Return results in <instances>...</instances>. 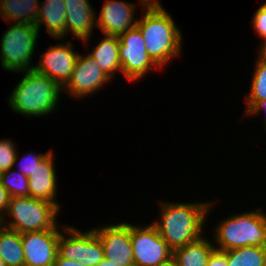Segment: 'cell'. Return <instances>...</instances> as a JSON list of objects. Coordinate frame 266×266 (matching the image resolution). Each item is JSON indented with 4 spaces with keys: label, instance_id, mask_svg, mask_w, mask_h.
Masks as SVG:
<instances>
[{
    "label": "cell",
    "instance_id": "obj_1",
    "mask_svg": "<svg viewBox=\"0 0 266 266\" xmlns=\"http://www.w3.org/2000/svg\"><path fill=\"white\" fill-rule=\"evenodd\" d=\"M159 203L160 217L152 224L172 250L203 236L206 218L215 205L207 201L195 203L161 201Z\"/></svg>",
    "mask_w": 266,
    "mask_h": 266
},
{
    "label": "cell",
    "instance_id": "obj_2",
    "mask_svg": "<svg viewBox=\"0 0 266 266\" xmlns=\"http://www.w3.org/2000/svg\"><path fill=\"white\" fill-rule=\"evenodd\" d=\"M141 19H137L148 55L162 69L182 49V31L164 7H144Z\"/></svg>",
    "mask_w": 266,
    "mask_h": 266
},
{
    "label": "cell",
    "instance_id": "obj_3",
    "mask_svg": "<svg viewBox=\"0 0 266 266\" xmlns=\"http://www.w3.org/2000/svg\"><path fill=\"white\" fill-rule=\"evenodd\" d=\"M20 73L24 74L23 78L13 88L9 99L7 98L11 111L30 118H42L54 113L63 88L34 69Z\"/></svg>",
    "mask_w": 266,
    "mask_h": 266
},
{
    "label": "cell",
    "instance_id": "obj_4",
    "mask_svg": "<svg viewBox=\"0 0 266 266\" xmlns=\"http://www.w3.org/2000/svg\"><path fill=\"white\" fill-rule=\"evenodd\" d=\"M215 248L228 251L245 246H266V213L254 208L232 214L217 224L214 231Z\"/></svg>",
    "mask_w": 266,
    "mask_h": 266
},
{
    "label": "cell",
    "instance_id": "obj_5",
    "mask_svg": "<svg viewBox=\"0 0 266 266\" xmlns=\"http://www.w3.org/2000/svg\"><path fill=\"white\" fill-rule=\"evenodd\" d=\"M60 209L46 200L25 197H10L8 211L0 224L22 234L50 229H60L57 216ZM10 220L8 221V217Z\"/></svg>",
    "mask_w": 266,
    "mask_h": 266
},
{
    "label": "cell",
    "instance_id": "obj_6",
    "mask_svg": "<svg viewBox=\"0 0 266 266\" xmlns=\"http://www.w3.org/2000/svg\"><path fill=\"white\" fill-rule=\"evenodd\" d=\"M39 34V29L34 24L11 23V27L4 31L0 39L2 68L13 73L33 69L31 60Z\"/></svg>",
    "mask_w": 266,
    "mask_h": 266
},
{
    "label": "cell",
    "instance_id": "obj_7",
    "mask_svg": "<svg viewBox=\"0 0 266 266\" xmlns=\"http://www.w3.org/2000/svg\"><path fill=\"white\" fill-rule=\"evenodd\" d=\"M130 224L134 266H162L172 261L173 250L152 224Z\"/></svg>",
    "mask_w": 266,
    "mask_h": 266
},
{
    "label": "cell",
    "instance_id": "obj_8",
    "mask_svg": "<svg viewBox=\"0 0 266 266\" xmlns=\"http://www.w3.org/2000/svg\"><path fill=\"white\" fill-rule=\"evenodd\" d=\"M64 232L58 240V255L60 257L76 260L85 266H97L104 259L103 245L96 232L80 231L74 226H61Z\"/></svg>",
    "mask_w": 266,
    "mask_h": 266
},
{
    "label": "cell",
    "instance_id": "obj_9",
    "mask_svg": "<svg viewBox=\"0 0 266 266\" xmlns=\"http://www.w3.org/2000/svg\"><path fill=\"white\" fill-rule=\"evenodd\" d=\"M119 39L122 75L127 80L138 82L154 68L161 69L148 55L143 35L137 26L121 34Z\"/></svg>",
    "mask_w": 266,
    "mask_h": 266
},
{
    "label": "cell",
    "instance_id": "obj_10",
    "mask_svg": "<svg viewBox=\"0 0 266 266\" xmlns=\"http://www.w3.org/2000/svg\"><path fill=\"white\" fill-rule=\"evenodd\" d=\"M111 78L107 76L94 58L83 53L78 55L70 80L63 87L64 95L85 99L88 95L97 94L102 86L108 84Z\"/></svg>",
    "mask_w": 266,
    "mask_h": 266
},
{
    "label": "cell",
    "instance_id": "obj_11",
    "mask_svg": "<svg viewBox=\"0 0 266 266\" xmlns=\"http://www.w3.org/2000/svg\"><path fill=\"white\" fill-rule=\"evenodd\" d=\"M103 249L104 258L115 266H134L133 250L130 238V224L120 222L95 227Z\"/></svg>",
    "mask_w": 266,
    "mask_h": 266
},
{
    "label": "cell",
    "instance_id": "obj_12",
    "mask_svg": "<svg viewBox=\"0 0 266 266\" xmlns=\"http://www.w3.org/2000/svg\"><path fill=\"white\" fill-rule=\"evenodd\" d=\"M73 46L72 41H68L49 47L41 54L39 62L34 64L33 69L46 75L63 88L71 78L79 55L78 51H74Z\"/></svg>",
    "mask_w": 266,
    "mask_h": 266
},
{
    "label": "cell",
    "instance_id": "obj_13",
    "mask_svg": "<svg viewBox=\"0 0 266 266\" xmlns=\"http://www.w3.org/2000/svg\"><path fill=\"white\" fill-rule=\"evenodd\" d=\"M61 232L63 230L50 229L22 233L25 266H53Z\"/></svg>",
    "mask_w": 266,
    "mask_h": 266
},
{
    "label": "cell",
    "instance_id": "obj_14",
    "mask_svg": "<svg viewBox=\"0 0 266 266\" xmlns=\"http://www.w3.org/2000/svg\"><path fill=\"white\" fill-rule=\"evenodd\" d=\"M137 9V4L127 1L104 0L99 16L96 15V27L104 35L119 37L137 25Z\"/></svg>",
    "mask_w": 266,
    "mask_h": 266
},
{
    "label": "cell",
    "instance_id": "obj_15",
    "mask_svg": "<svg viewBox=\"0 0 266 266\" xmlns=\"http://www.w3.org/2000/svg\"><path fill=\"white\" fill-rule=\"evenodd\" d=\"M66 9V36L74 35L78 40L89 44L96 27V11L89 0H64Z\"/></svg>",
    "mask_w": 266,
    "mask_h": 266
},
{
    "label": "cell",
    "instance_id": "obj_16",
    "mask_svg": "<svg viewBox=\"0 0 266 266\" xmlns=\"http://www.w3.org/2000/svg\"><path fill=\"white\" fill-rule=\"evenodd\" d=\"M53 151L41 162L34 170L33 175L29 176V196L54 203L60 210L57 196V176L54 164Z\"/></svg>",
    "mask_w": 266,
    "mask_h": 266
},
{
    "label": "cell",
    "instance_id": "obj_17",
    "mask_svg": "<svg viewBox=\"0 0 266 266\" xmlns=\"http://www.w3.org/2000/svg\"><path fill=\"white\" fill-rule=\"evenodd\" d=\"M64 0H44L40 3L35 26L40 29L43 24L46 32L56 40L66 39V9Z\"/></svg>",
    "mask_w": 266,
    "mask_h": 266
},
{
    "label": "cell",
    "instance_id": "obj_18",
    "mask_svg": "<svg viewBox=\"0 0 266 266\" xmlns=\"http://www.w3.org/2000/svg\"><path fill=\"white\" fill-rule=\"evenodd\" d=\"M215 249V244L203 235L173 250L172 261L176 266H207L209 256Z\"/></svg>",
    "mask_w": 266,
    "mask_h": 266
},
{
    "label": "cell",
    "instance_id": "obj_19",
    "mask_svg": "<svg viewBox=\"0 0 266 266\" xmlns=\"http://www.w3.org/2000/svg\"><path fill=\"white\" fill-rule=\"evenodd\" d=\"M119 44L120 39L118 36L105 35L104 38L93 47L92 52L88 54L95 59L103 72L111 79H114L113 77H115L117 71L118 73L122 72L119 58Z\"/></svg>",
    "mask_w": 266,
    "mask_h": 266
},
{
    "label": "cell",
    "instance_id": "obj_20",
    "mask_svg": "<svg viewBox=\"0 0 266 266\" xmlns=\"http://www.w3.org/2000/svg\"><path fill=\"white\" fill-rule=\"evenodd\" d=\"M40 3L39 0H0V17L8 24L14 22L35 25Z\"/></svg>",
    "mask_w": 266,
    "mask_h": 266
},
{
    "label": "cell",
    "instance_id": "obj_21",
    "mask_svg": "<svg viewBox=\"0 0 266 266\" xmlns=\"http://www.w3.org/2000/svg\"><path fill=\"white\" fill-rule=\"evenodd\" d=\"M0 257L6 266H25L21 234L0 224Z\"/></svg>",
    "mask_w": 266,
    "mask_h": 266
},
{
    "label": "cell",
    "instance_id": "obj_22",
    "mask_svg": "<svg viewBox=\"0 0 266 266\" xmlns=\"http://www.w3.org/2000/svg\"><path fill=\"white\" fill-rule=\"evenodd\" d=\"M225 252L228 266H266V246H245Z\"/></svg>",
    "mask_w": 266,
    "mask_h": 266
},
{
    "label": "cell",
    "instance_id": "obj_23",
    "mask_svg": "<svg viewBox=\"0 0 266 266\" xmlns=\"http://www.w3.org/2000/svg\"><path fill=\"white\" fill-rule=\"evenodd\" d=\"M254 65L250 91L246 96V113L258 101L266 100V64L255 60Z\"/></svg>",
    "mask_w": 266,
    "mask_h": 266
},
{
    "label": "cell",
    "instance_id": "obj_24",
    "mask_svg": "<svg viewBox=\"0 0 266 266\" xmlns=\"http://www.w3.org/2000/svg\"><path fill=\"white\" fill-rule=\"evenodd\" d=\"M0 183L7 190L10 197L29 196V179L13 168L0 174Z\"/></svg>",
    "mask_w": 266,
    "mask_h": 266
},
{
    "label": "cell",
    "instance_id": "obj_25",
    "mask_svg": "<svg viewBox=\"0 0 266 266\" xmlns=\"http://www.w3.org/2000/svg\"><path fill=\"white\" fill-rule=\"evenodd\" d=\"M12 139H0V174L10 168H15L18 162V150Z\"/></svg>",
    "mask_w": 266,
    "mask_h": 266
},
{
    "label": "cell",
    "instance_id": "obj_26",
    "mask_svg": "<svg viewBox=\"0 0 266 266\" xmlns=\"http://www.w3.org/2000/svg\"><path fill=\"white\" fill-rule=\"evenodd\" d=\"M51 149L46 153L32 154L28 153L21 157L19 164V172L27 177L33 175L34 170L41 164V162L51 153Z\"/></svg>",
    "mask_w": 266,
    "mask_h": 266
},
{
    "label": "cell",
    "instance_id": "obj_27",
    "mask_svg": "<svg viewBox=\"0 0 266 266\" xmlns=\"http://www.w3.org/2000/svg\"><path fill=\"white\" fill-rule=\"evenodd\" d=\"M251 22L257 36H260L262 40H266V3L261 4L255 11Z\"/></svg>",
    "mask_w": 266,
    "mask_h": 266
},
{
    "label": "cell",
    "instance_id": "obj_28",
    "mask_svg": "<svg viewBox=\"0 0 266 266\" xmlns=\"http://www.w3.org/2000/svg\"><path fill=\"white\" fill-rule=\"evenodd\" d=\"M207 266H228L226 252L215 249L209 256Z\"/></svg>",
    "mask_w": 266,
    "mask_h": 266
},
{
    "label": "cell",
    "instance_id": "obj_29",
    "mask_svg": "<svg viewBox=\"0 0 266 266\" xmlns=\"http://www.w3.org/2000/svg\"><path fill=\"white\" fill-rule=\"evenodd\" d=\"M10 195L0 183V221L5 217L8 211Z\"/></svg>",
    "mask_w": 266,
    "mask_h": 266
},
{
    "label": "cell",
    "instance_id": "obj_30",
    "mask_svg": "<svg viewBox=\"0 0 266 266\" xmlns=\"http://www.w3.org/2000/svg\"><path fill=\"white\" fill-rule=\"evenodd\" d=\"M266 111V100L258 101L245 115L252 116L260 115V112ZM264 128L266 130V118L264 117Z\"/></svg>",
    "mask_w": 266,
    "mask_h": 266
},
{
    "label": "cell",
    "instance_id": "obj_31",
    "mask_svg": "<svg viewBox=\"0 0 266 266\" xmlns=\"http://www.w3.org/2000/svg\"><path fill=\"white\" fill-rule=\"evenodd\" d=\"M53 266H85L82 263L74 260H69L63 257H60L58 254L56 256Z\"/></svg>",
    "mask_w": 266,
    "mask_h": 266
},
{
    "label": "cell",
    "instance_id": "obj_32",
    "mask_svg": "<svg viewBox=\"0 0 266 266\" xmlns=\"http://www.w3.org/2000/svg\"><path fill=\"white\" fill-rule=\"evenodd\" d=\"M258 52L259 56L257 61L261 62V63H265L266 64V40H263L260 45L258 46Z\"/></svg>",
    "mask_w": 266,
    "mask_h": 266
},
{
    "label": "cell",
    "instance_id": "obj_33",
    "mask_svg": "<svg viewBox=\"0 0 266 266\" xmlns=\"http://www.w3.org/2000/svg\"><path fill=\"white\" fill-rule=\"evenodd\" d=\"M160 0H140L141 3V10L144 7H163V5L159 2Z\"/></svg>",
    "mask_w": 266,
    "mask_h": 266
},
{
    "label": "cell",
    "instance_id": "obj_34",
    "mask_svg": "<svg viewBox=\"0 0 266 266\" xmlns=\"http://www.w3.org/2000/svg\"><path fill=\"white\" fill-rule=\"evenodd\" d=\"M97 266H115L108 259L104 258Z\"/></svg>",
    "mask_w": 266,
    "mask_h": 266
},
{
    "label": "cell",
    "instance_id": "obj_35",
    "mask_svg": "<svg viewBox=\"0 0 266 266\" xmlns=\"http://www.w3.org/2000/svg\"><path fill=\"white\" fill-rule=\"evenodd\" d=\"M162 266H176V264L173 261H171L170 263L162 265Z\"/></svg>",
    "mask_w": 266,
    "mask_h": 266
},
{
    "label": "cell",
    "instance_id": "obj_36",
    "mask_svg": "<svg viewBox=\"0 0 266 266\" xmlns=\"http://www.w3.org/2000/svg\"><path fill=\"white\" fill-rule=\"evenodd\" d=\"M0 266H6L3 259L0 257Z\"/></svg>",
    "mask_w": 266,
    "mask_h": 266
}]
</instances>
